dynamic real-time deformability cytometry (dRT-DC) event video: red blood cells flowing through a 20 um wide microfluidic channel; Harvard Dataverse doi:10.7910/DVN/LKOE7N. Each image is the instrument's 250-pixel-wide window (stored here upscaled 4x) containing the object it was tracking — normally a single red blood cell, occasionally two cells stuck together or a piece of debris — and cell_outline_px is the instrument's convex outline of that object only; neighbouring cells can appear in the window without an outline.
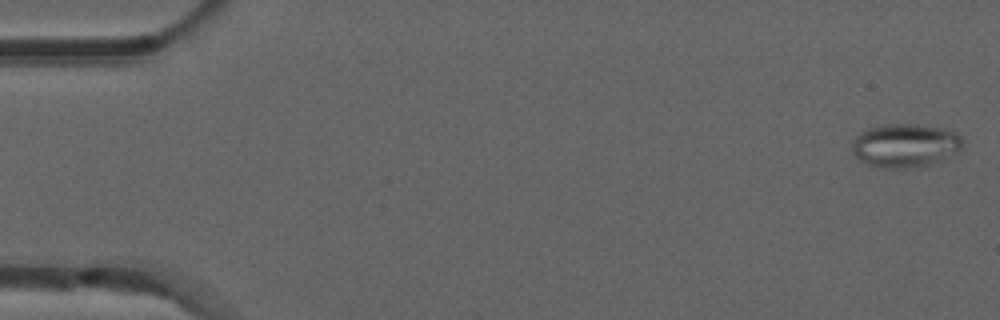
{"species": "common noctule bat (a hibernating species)", "species_latin": "Nyctalus noctula", "temperature_condition": "room temperature", "stored_images_in_passage": 34, "camera_frame_rate_fps": 3000, "um_per_image_px": 0.085, "animal": {"sex": "male", "forearm_length_mm": 52.5}, "frame": {"image": 1, "passage_image": 1, "time_ms": 0.0, "image_size_px": [1000, 320], "cell_outline_px": [[964, 148], [940, 160], [916, 168], [876, 168], [864, 164], [852, 152], [852, 140], [860, 132], [868, 128], [884, 124], [916, 124], [944, 128], [956, 132], [964, 140]], "centroid_in_image_um": [76.92, 12.36], "position_along_channel_um": 8.1, "area_um2": 28.55}}
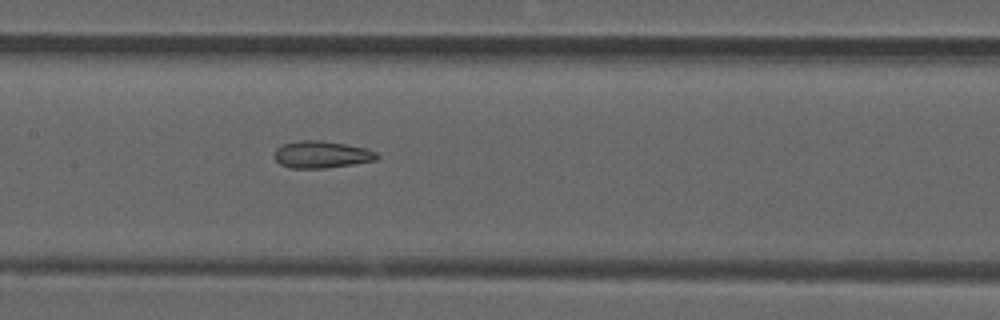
{"frame": {"image": 2, "passage_image": 25, "time_ms": 8.0, "image_size_px": [1000, 320], "cell_outline_px": [[380, 156], [376, 160], [352, 164], [324, 168], [288, 168], [280, 164], [276, 160], [276, 148], [284, 144], [296, 140], [320, 140], [368, 148], [376, 152]], "centroid_in_image_um": [27.35, 13.13], "position_along_channel_um": 180.1, "area_um2": 16.13}}
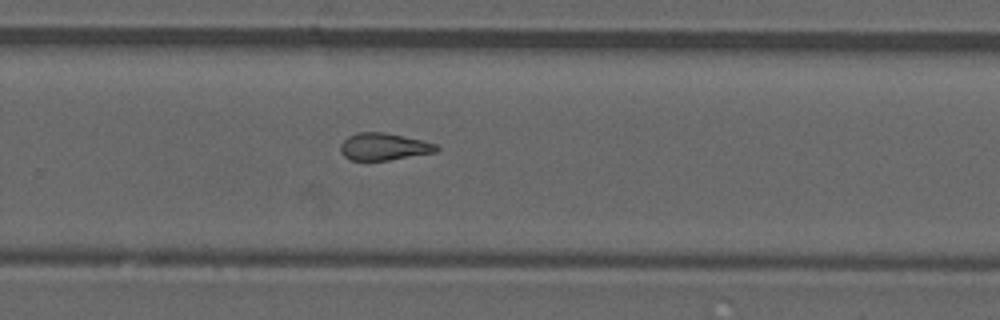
{"frame": {"image": 3, "passage_image": 34, "time_ms": 11.0, "image_size_px": [1000, 320], "cell_outline_px": [[440, 148], [436, 152], [388, 160], [352, 160], [344, 156], [340, 152], [340, 144], [348, 136], [356, 132], [384, 132], [420, 140], [436, 144]], "centroid_in_image_um": [32.59, 12.46], "position_along_channel_um": 297.2, "area_um2": 15.09}}